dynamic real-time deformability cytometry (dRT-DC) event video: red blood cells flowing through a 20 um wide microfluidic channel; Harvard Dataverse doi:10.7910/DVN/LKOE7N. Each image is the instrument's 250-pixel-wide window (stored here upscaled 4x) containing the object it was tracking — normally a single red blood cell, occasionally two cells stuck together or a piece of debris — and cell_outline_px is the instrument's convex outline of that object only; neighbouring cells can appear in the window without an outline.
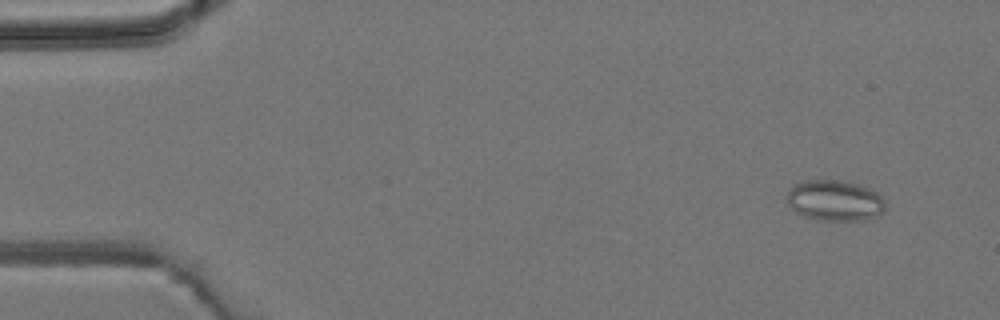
{"species": "common noctule bat (a hibernating species)", "species_latin": "Nyctalus noctula", "temperature_condition": "room temperature", "stored_images_in_passage": 6, "camera_frame_rate_fps": 3000, "um_per_image_px": 0.085, "animal": {"sex": "male", "body_mass_g": 19.2, "forearm_length_mm": 51.8}, "frame": {"image": 1, "passage_image": 2, "time_ms": 1.0, "image_size_px": [1000, 320], "cell_outline_px": [[884, 208], [876, 216], [864, 220], [820, 220], [804, 216], [796, 212], [788, 204], [788, 192], [796, 184], [804, 180], [848, 180], [872, 188], [880, 192], [884, 200]], "centroid_in_image_um": [71.0, 17.02], "position_along_channel_um": 14.0, "area_um2": 23.52}}
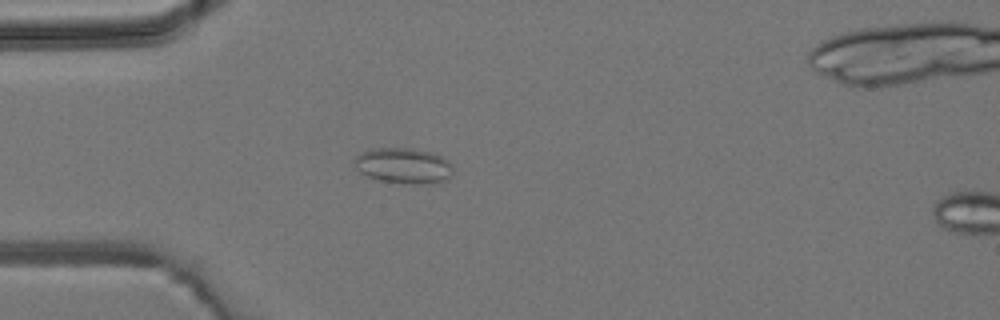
{"frame": {"image": 2, "passage_image": 5, "time_ms": 4.333, "image_size_px": [1000, 320], "cell_outline_px": [[452, 176], [444, 180], [432, 184], [412, 184], [380, 180], [368, 176], [360, 172], [356, 168], [352, 160], [360, 152], [376, 148], [412, 148], [432, 152], [448, 160], [452, 164]], "centroid_in_image_um": [34.3, 14.08], "position_along_channel_um": 50.7, "area_um2": 20.63}}